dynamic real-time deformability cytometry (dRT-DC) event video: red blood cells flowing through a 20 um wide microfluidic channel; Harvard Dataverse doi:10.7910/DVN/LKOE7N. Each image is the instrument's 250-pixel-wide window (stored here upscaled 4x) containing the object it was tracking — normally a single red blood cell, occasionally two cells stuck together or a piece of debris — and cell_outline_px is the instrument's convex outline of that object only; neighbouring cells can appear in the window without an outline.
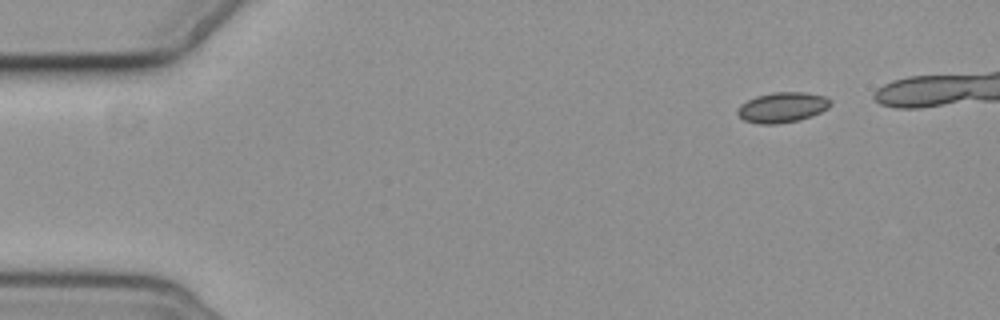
{"species": "common noctule bat (a hibernating species)", "species_latin": "Nyctalus noctula", "temperature_condition": "cold", "stored_images_in_passage": 5, "camera_frame_rate_fps": 3000, "um_per_image_px": 0.085, "animal": {"sex": "female", "body_mass_g": 19.3, "forearm_length_mm": 54.1}, "frame": {"image": 1, "passage_image": 1, "time_ms": 0.0, "image_size_px": [1000, 320], "cell_outline_px": [[832, 104], [828, 108], [812, 116], [800, 120], [776, 124], [760, 124], [744, 120], [736, 112], [740, 104], [756, 96], [772, 92], [804, 92], [824, 96], [832, 100]], "centroid_in_image_um": [66.51, 9.12], "position_along_channel_um": 18.5, "area_um2": 16.47}}